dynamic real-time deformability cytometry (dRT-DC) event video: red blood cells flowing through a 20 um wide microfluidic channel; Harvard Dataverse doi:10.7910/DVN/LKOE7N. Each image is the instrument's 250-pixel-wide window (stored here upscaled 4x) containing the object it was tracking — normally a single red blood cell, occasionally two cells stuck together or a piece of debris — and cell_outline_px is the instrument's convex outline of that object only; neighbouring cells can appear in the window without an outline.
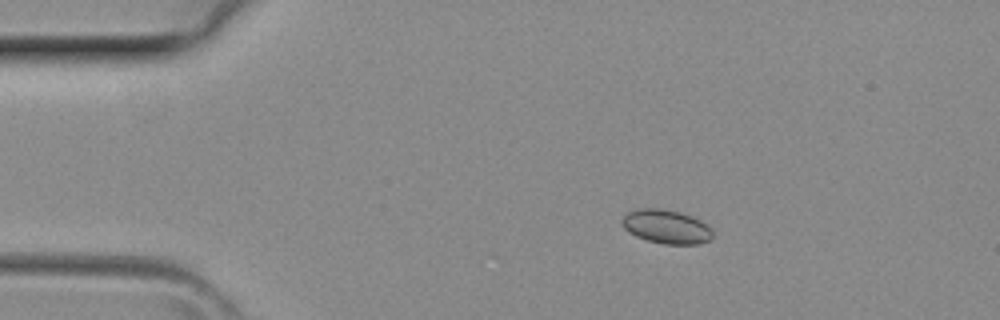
{"species": "common noctule bat (a hibernating species)", "species_latin": "Nyctalus noctula", "temperature_condition": "room temperature", "stored_images_in_passage": 3, "camera_frame_rate_fps": 3000, "um_per_image_px": 0.085, "animal": {"sex": "female", "body_mass_g": 29.2, "forearm_length_mm": 56.3}, "frame": {"image": 1, "passage_image": 2, "time_ms": 0.333, "image_size_px": [1000, 320], "cell_outline_px": [[712, 240], [700, 244], [664, 244], [648, 240], [636, 236], [624, 228], [620, 220], [628, 212], [636, 208], [660, 208], [680, 212], [692, 216], [700, 220], [712, 228]], "centroid_in_image_um": [56.65, 19.26], "position_along_channel_um": 28.3, "area_um2": 18.03}}